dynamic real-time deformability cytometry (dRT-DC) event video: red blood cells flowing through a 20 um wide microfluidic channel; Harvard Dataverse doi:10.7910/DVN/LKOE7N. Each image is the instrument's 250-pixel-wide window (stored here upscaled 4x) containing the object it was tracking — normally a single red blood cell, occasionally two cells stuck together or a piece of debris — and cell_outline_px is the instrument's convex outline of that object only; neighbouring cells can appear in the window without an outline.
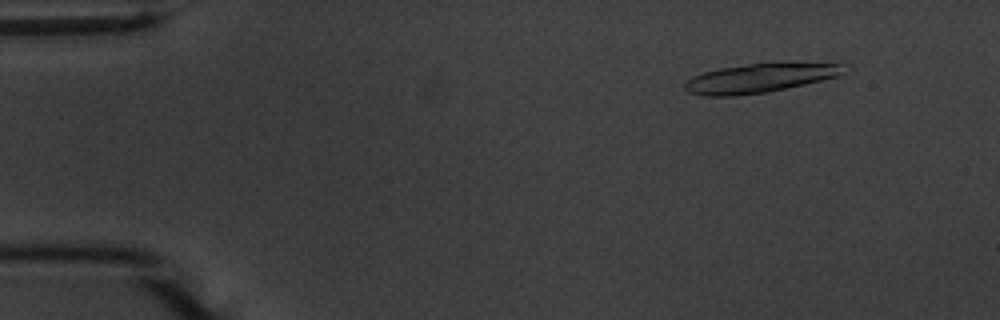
{"species": "common noctule bat (a hibernating species)", "species_latin": "Nyctalus noctula", "temperature_condition": "warm", "stored_images_in_passage": 18, "camera_frame_rate_fps": 3000, "um_per_image_px": 0.085, "animal": {"sex": "male", "body_mass_g": 20.1, "forearm_length_mm": 53.5}, "frame": {"image": 1, "passage_image": 6, "time_ms": 1.667, "image_size_px": [1000, 320], "cell_outline_px": [[840, 76], [768, 92], [736, 96], [704, 96], [688, 92], [684, 88], [684, 84], [692, 76], [704, 72], [720, 68], [748, 64], [840, 64]], "centroid_in_image_um": [64.42, 6.68], "position_along_channel_um": 20.6, "area_um2": 26.07}}